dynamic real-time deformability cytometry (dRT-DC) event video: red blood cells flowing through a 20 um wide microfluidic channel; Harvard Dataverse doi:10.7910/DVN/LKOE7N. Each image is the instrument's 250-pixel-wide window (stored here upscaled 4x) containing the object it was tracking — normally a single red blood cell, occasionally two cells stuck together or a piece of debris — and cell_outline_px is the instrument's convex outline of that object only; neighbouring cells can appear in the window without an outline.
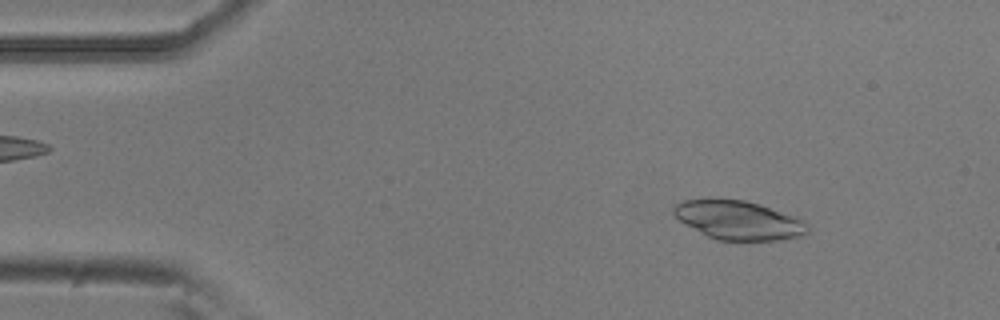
{"species": "common noctule bat (a hibernating species)", "species_latin": "Nyctalus noctula", "temperature_condition": "room temperature", "stored_images_in_passage": 3, "camera_frame_rate_fps": 3000, "um_per_image_px": 0.085, "animal": {"sex": "male", "body_mass_g": 20.5, "forearm_length_mm": 52.5}, "frame": {"image": 1, "passage_image": 1, "time_ms": 0.0, "image_size_px": [1000, 320], "cell_outline_px": [[808, 232], [804, 236], [776, 240], [716, 240], [708, 236], [680, 220], [672, 212], [672, 208], [676, 204], [684, 200], [744, 200], [760, 204], [796, 216], [804, 220], [808, 224]], "centroid_in_image_um": [62.84, 18.72], "position_along_channel_um": 22.2, "area_um2": 30.0}}